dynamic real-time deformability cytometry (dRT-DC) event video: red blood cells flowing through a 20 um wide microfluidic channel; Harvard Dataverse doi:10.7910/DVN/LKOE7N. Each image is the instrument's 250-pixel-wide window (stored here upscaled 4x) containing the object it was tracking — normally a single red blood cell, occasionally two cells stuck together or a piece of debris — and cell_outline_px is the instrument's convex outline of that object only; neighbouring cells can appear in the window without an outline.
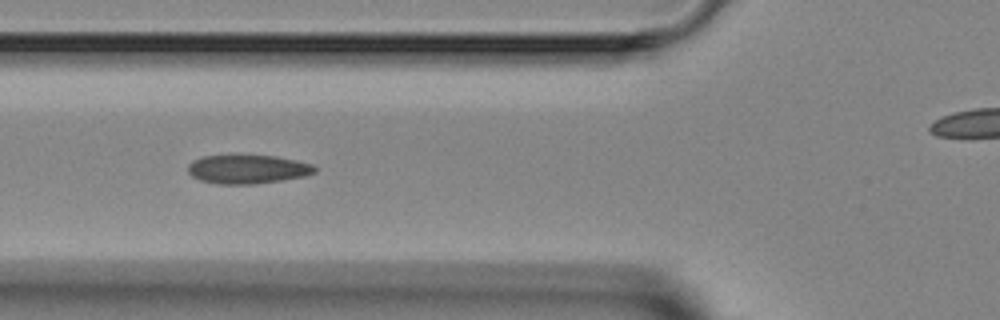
{"species": "Egyptian fruit bat (a non-hibernating species)", "species_latin": "Rousettus aegyptiacus", "temperature_condition": "room temperature", "stored_images_in_passage": 6, "segment_of_instrument_passage": [1, 2], "camera_frame_rate_fps": 3000, "um_per_image_px": 0.085, "animal": {"sex": "female"}, "frame": {"image": 1, "passage_image": 3, "time_ms": 2.333, "image_size_px": [1000, 320], "cell_outline_px": [[316, 172], [304, 176], [256, 184], [216, 184], [200, 180], [192, 176], [188, 172], [188, 164], [192, 160], [204, 156], [236, 152], [276, 156], [296, 160], [312, 164], [316, 168]], "centroid_in_image_um": [20.99, 14.33], "position_along_channel_um": 104.8, "area_um2": 22.2}}
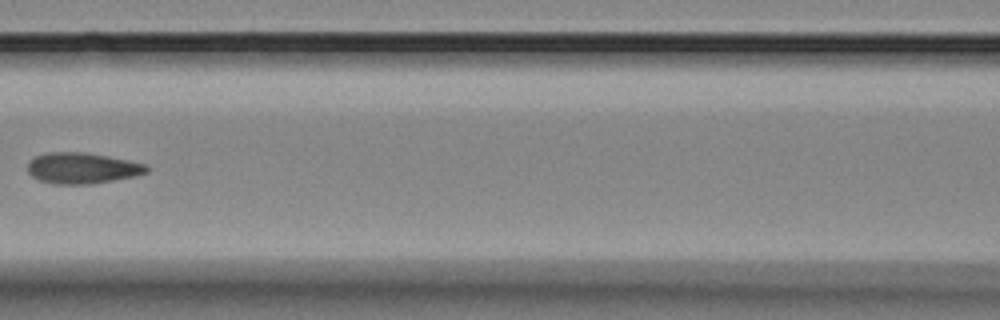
{"frame": {"image": 2, "passage_image": 4, "time_ms": 3.667, "image_size_px": [1000, 320], "cell_outline_px": [[148, 172], [136, 176], [92, 184], [56, 184], [40, 180], [32, 176], [28, 172], [28, 164], [36, 156], [44, 152], [84, 152], [108, 156], [148, 164]], "centroid_in_image_um": [7.02, 14.29], "position_along_channel_um": 159.6, "area_um2": 21.5}}
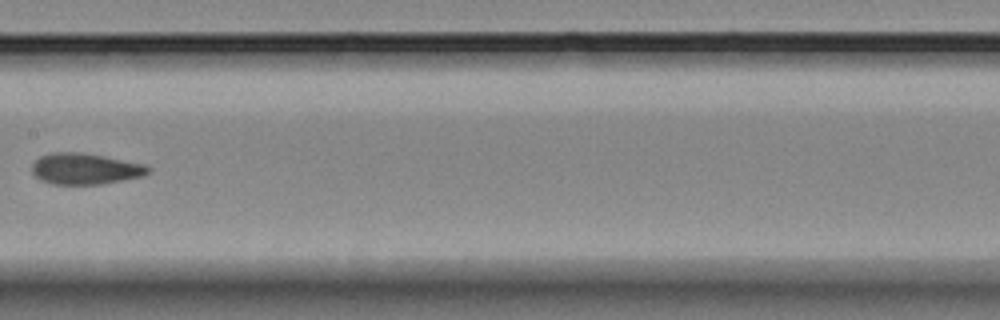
{"frame": {"image": 3, "passage_image": 5, "time_ms": 4.667, "image_size_px": [1000, 320], "cell_outline_px": [[152, 172], [140, 176], [100, 184], [52, 184], [40, 180], [32, 172], [32, 164], [40, 156], [52, 152], [80, 152], [104, 156], [144, 164], [152, 168]], "centroid_in_image_um": [7.23, 14.34], "position_along_channel_um": 200.2, "area_um2": 20.98}}